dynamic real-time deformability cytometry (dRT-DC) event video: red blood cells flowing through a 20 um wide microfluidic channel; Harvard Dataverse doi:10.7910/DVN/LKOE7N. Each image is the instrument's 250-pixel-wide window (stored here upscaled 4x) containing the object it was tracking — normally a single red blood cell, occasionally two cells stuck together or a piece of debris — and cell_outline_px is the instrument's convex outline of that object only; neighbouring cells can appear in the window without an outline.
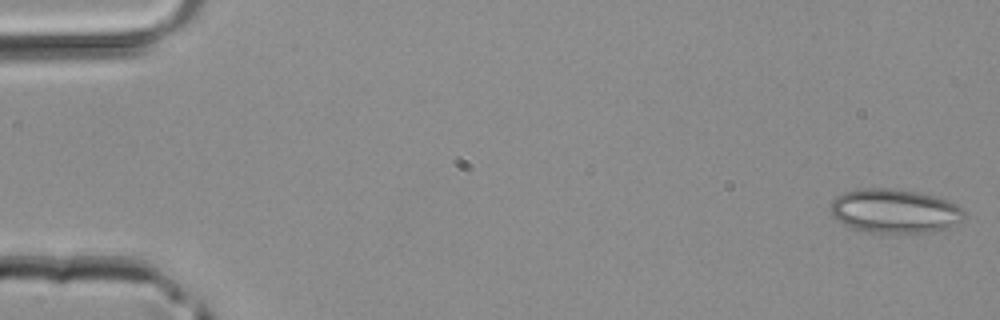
{"species": "common noctule bat (a hibernating species)", "species_latin": "Nyctalus noctula", "temperature_condition": "room temperature", "stored_images_in_passage": 44, "camera_frame_rate_fps": 3000, "um_per_image_px": 0.085, "animal": {"sex": "male", "body_mass_g": 20.4}, "frame": {"image": 1, "passage_image": 1, "time_ms": 0.0, "image_size_px": [1000, 320], "cell_outline_px": [[964, 216], [956, 224], [944, 228], [928, 232], [872, 232], [856, 228], [844, 224], [836, 220], [832, 216], [832, 200], [836, 196], [844, 192], [860, 188], [888, 188], [916, 192], [936, 196], [948, 200], [956, 204], [964, 212]], "centroid_in_image_um": [76.03, 17.91], "position_along_channel_um": 9.0, "area_um2": 33.81}}
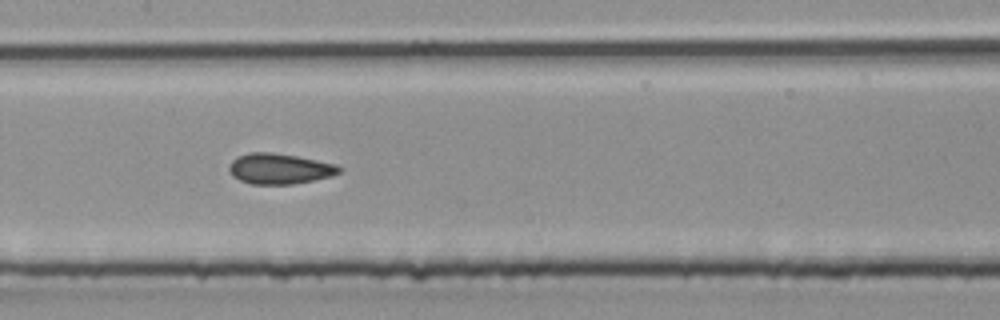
{"frame": {"image": 2, "passage_image": 22, "time_ms": 7.0, "image_size_px": [1000, 320], "cell_outline_px": [[344, 168], [340, 172], [332, 176], [292, 184], [252, 184], [240, 180], [232, 176], [228, 168], [232, 160], [236, 156], [248, 152], [272, 152], [296, 156], [336, 164]], "centroid_in_image_um": [23.75, 14.33], "position_along_channel_um": 183.7, "area_um2": 19.65}}
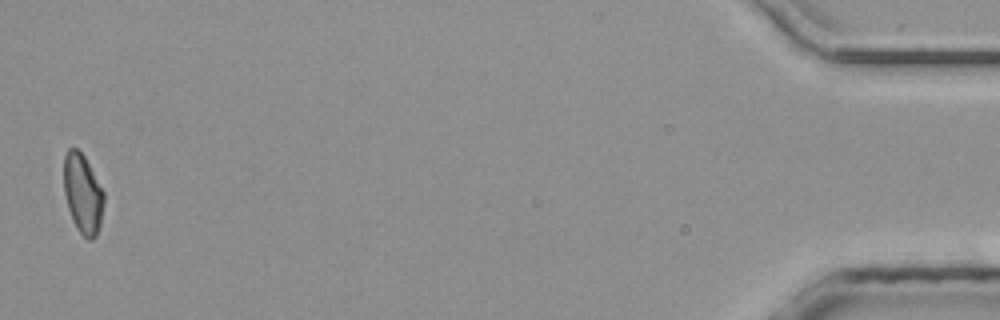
{"frame": {"image": 3, "passage_image": 44, "time_ms": 14.333, "image_size_px": [1000, 320], "cell_outline_px": [[104, 204], [100, 224], [96, 236], [92, 240], [88, 240], [80, 232], [72, 220], [68, 208], [64, 192], [64, 156], [68, 148], [76, 148], [84, 156], [104, 192]], "centroid_in_image_um": [7.03, 16.48], "position_along_channel_um": 428.2, "area_um2": 18.44}}